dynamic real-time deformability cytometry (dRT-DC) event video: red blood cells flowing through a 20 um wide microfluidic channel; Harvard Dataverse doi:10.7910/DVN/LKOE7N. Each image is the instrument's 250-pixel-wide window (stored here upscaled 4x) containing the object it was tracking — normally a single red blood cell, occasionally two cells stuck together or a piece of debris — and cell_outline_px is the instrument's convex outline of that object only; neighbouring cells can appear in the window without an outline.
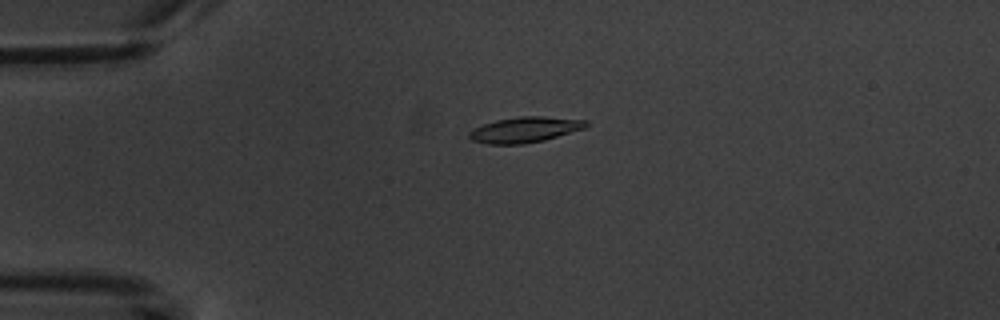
{"species": "common noctule bat (a hibernating species)", "species_latin": "Nyctalus noctula", "temperature_condition": "warm", "stored_images_in_passage": 6, "camera_frame_rate_fps": 3000, "um_per_image_px": 0.085, "animal": {"sex": "male", "body_mass_g": 20.1, "forearm_length_mm": 53.5}, "frame": {"image": 1, "passage_image": 4, "time_ms": 3.667, "image_size_px": [1000, 320], "cell_outline_px": [[588, 128], [544, 140], [524, 144], [488, 144], [472, 140], [468, 136], [468, 132], [484, 124], [496, 120], [520, 116], [544, 116], [588, 120]], "centroid_in_image_um": [44.67, 11.02], "position_along_channel_um": 40.3, "area_um2": 17.51}}
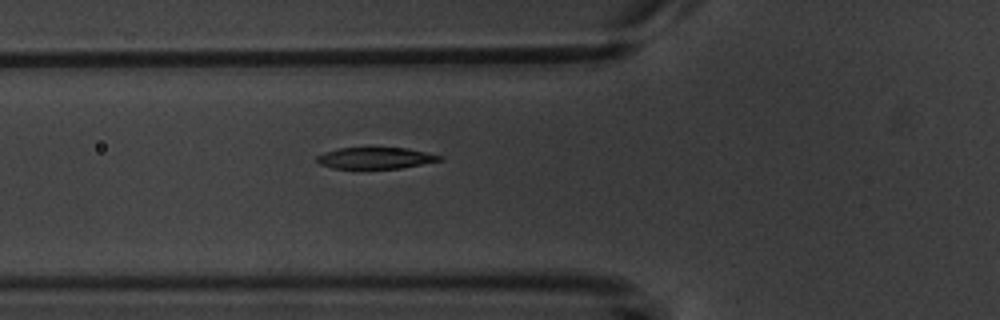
{"frame": {"image": 2, "passage_image": 6, "time_ms": 6.0, "image_size_px": [1000, 320], "cell_outline_px": [[444, 160], [400, 168], [332, 168], [320, 164], [316, 160], [316, 156], [324, 152], [340, 148], [408, 148], [444, 156]], "centroid_in_image_um": [31.95, 13.43], "position_along_channel_um": 93.9, "area_um2": 15.26}}